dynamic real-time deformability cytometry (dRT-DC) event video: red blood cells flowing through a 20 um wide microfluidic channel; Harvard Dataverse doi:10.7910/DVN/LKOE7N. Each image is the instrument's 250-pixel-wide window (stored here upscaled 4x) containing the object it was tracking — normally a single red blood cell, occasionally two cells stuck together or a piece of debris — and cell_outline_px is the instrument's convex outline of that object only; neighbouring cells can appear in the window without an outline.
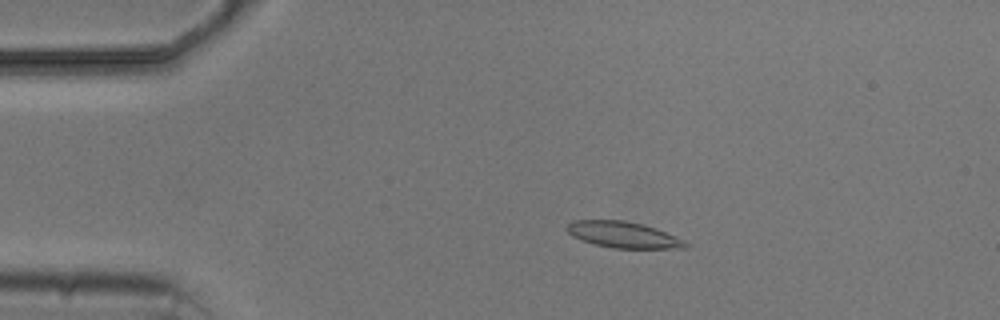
{"species": "common noctule bat (a hibernating species)", "species_latin": "Nyctalus noctula", "temperature_condition": "cold", "stored_images_in_passage": 3, "camera_frame_rate_fps": 3000, "um_per_image_px": 0.085, "animal": {"sex": "male", "body_mass_g": 20.5, "forearm_length_mm": 52.5}, "frame": {"image": 1, "passage_image": 2, "time_ms": 1.333, "image_size_px": [1000, 320], "cell_outline_px": [[692, 244], [688, 248], [612, 248], [596, 244], [572, 236], [564, 228], [572, 220], [624, 220], [644, 224], [656, 228], [684, 240]], "centroid_in_image_um": [53.01, 19.95], "position_along_channel_um": 32.0, "area_um2": 18.15}}